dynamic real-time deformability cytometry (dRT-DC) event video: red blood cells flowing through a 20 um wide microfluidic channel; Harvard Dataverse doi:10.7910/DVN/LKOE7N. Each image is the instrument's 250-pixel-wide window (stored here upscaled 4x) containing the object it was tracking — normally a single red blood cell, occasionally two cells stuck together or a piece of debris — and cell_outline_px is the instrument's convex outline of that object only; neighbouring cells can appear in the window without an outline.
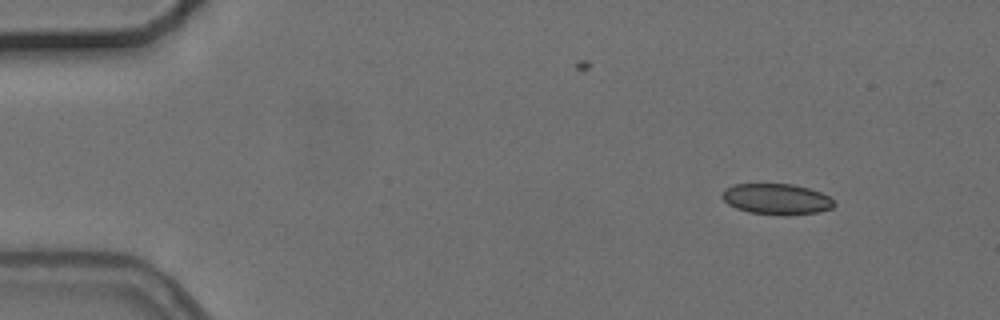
{"species": "common noctule bat (a hibernating species)", "species_latin": "Nyctalus noctula", "temperature_condition": "cold", "stored_images_in_passage": 4, "camera_frame_rate_fps": 3000, "um_per_image_px": 0.085, "animal": {"sex": "female", "body_mass_g": 24.6, "forearm_length_mm": 56.2}, "frame": {"image": 1, "passage_image": 1, "time_ms": 0.0, "image_size_px": [1000, 320], "cell_outline_px": [[836, 204], [832, 208], [816, 212], [788, 216], [784, 216], [748, 212], [736, 208], [728, 204], [720, 196], [720, 192], [724, 188], [736, 184], [792, 184], [808, 188], [820, 192], [828, 196]], "centroid_in_image_um": [65.97, 16.93], "position_along_channel_um": 19.0, "area_um2": 20.29}}
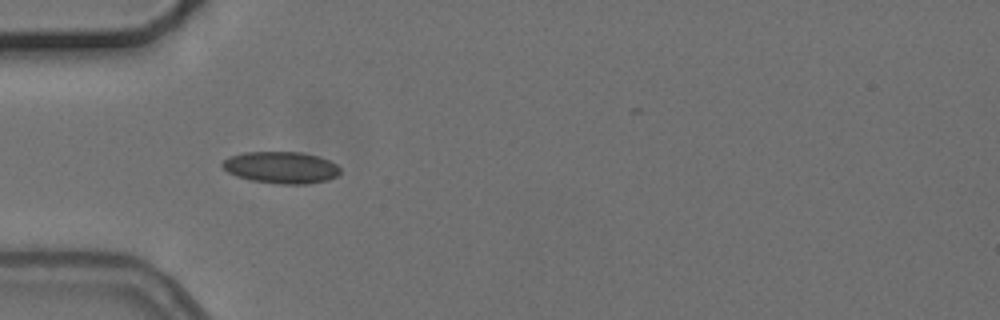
{"frame": {"image": 2, "passage_image": 3, "time_ms": 3.667, "image_size_px": [1000, 320], "cell_outline_px": [[340, 172], [336, 176], [328, 180], [308, 184], [280, 184], [252, 180], [236, 176], [228, 172], [220, 164], [228, 156], [244, 152], [300, 152], [320, 156], [336, 164], [340, 168]], "centroid_in_image_um": [23.89, 14.23], "position_along_channel_um": 61.1, "area_um2": 21.91}}
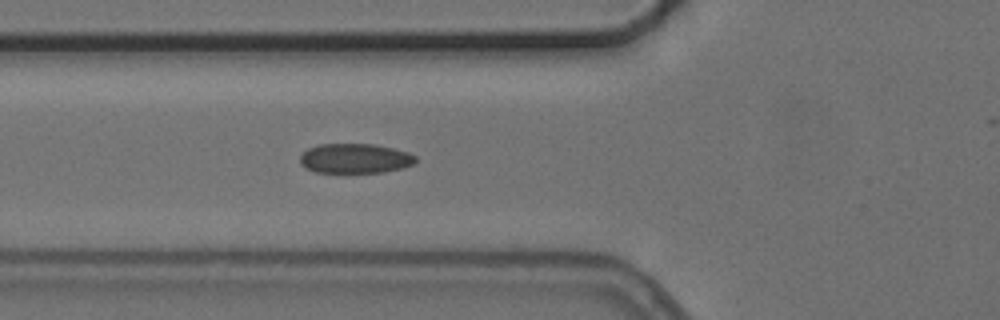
{"frame": {"image": 3, "passage_image": 4, "time_ms": 4.667, "image_size_px": [1000, 320], "cell_outline_px": [[416, 160], [412, 164], [400, 168], [384, 172], [316, 172], [304, 168], [300, 164], [300, 156], [308, 148], [320, 144], [376, 144], [408, 152], [416, 156]], "centroid_in_image_um": [30.15, 13.46], "position_along_channel_um": 95.7, "area_um2": 19.94}}